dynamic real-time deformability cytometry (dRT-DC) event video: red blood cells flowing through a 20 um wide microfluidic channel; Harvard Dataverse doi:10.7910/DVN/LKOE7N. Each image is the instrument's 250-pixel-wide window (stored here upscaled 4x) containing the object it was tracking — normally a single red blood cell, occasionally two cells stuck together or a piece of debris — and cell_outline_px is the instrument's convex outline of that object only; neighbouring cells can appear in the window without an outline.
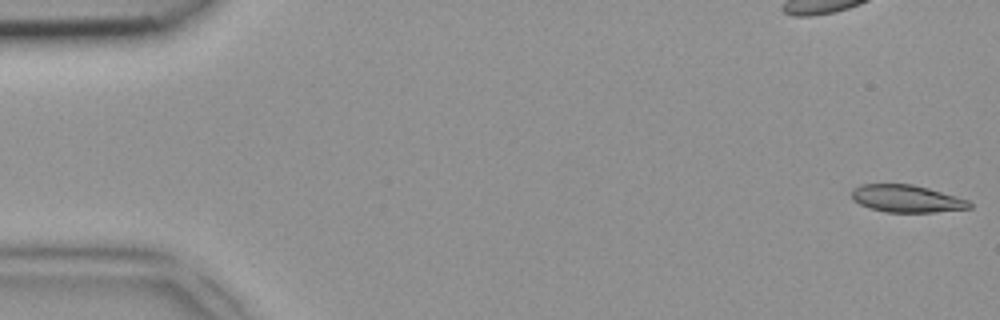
{"species": "common noctule bat (a hibernating species)", "species_latin": "Nyctalus noctula", "temperature_condition": "room temperature", "stored_images_in_passage": 47, "camera_frame_rate_fps": 3000, "um_per_image_px": 0.085, "animal": {"sex": "female", "body_mass_g": 18.4}, "frame": {"image": 1, "passage_image": 1, "time_ms": 0.0, "image_size_px": [1000, 320], "cell_outline_px": [[972, 208], [936, 212], [884, 212], [868, 208], [852, 200], [852, 192], [860, 184], [912, 184], [928, 188], [956, 196], [968, 200], [972, 204]], "centroid_in_image_um": [77.07, 16.89], "position_along_channel_um": 7.9, "area_um2": 18.79}}
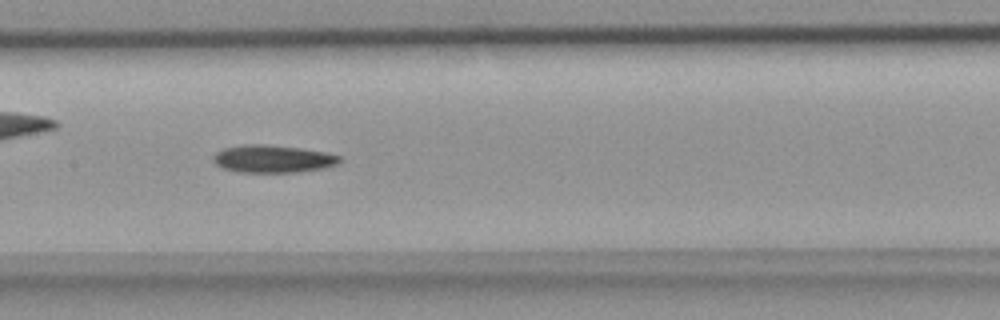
{"frame": {"image": 2, "passage_image": 23, "time_ms": 7.333, "image_size_px": [1000, 320], "cell_outline_px": [[344, 160], [340, 164], [324, 168], [296, 172], [236, 172], [224, 168], [216, 164], [212, 160], [212, 156], [216, 152], [224, 148], [244, 144], [264, 144], [300, 148], [328, 152], [340, 156]], "centroid_in_image_um": [23.23, 13.5], "position_along_channel_um": 184.2, "area_um2": 20.58}}
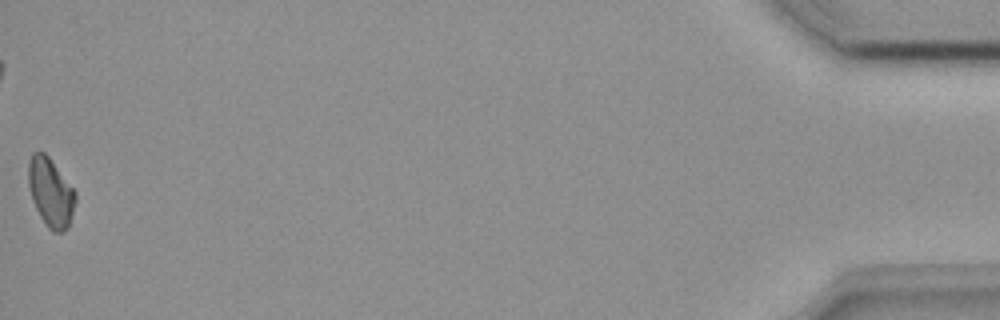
{"frame": {"image": 3, "passage_image": 47, "time_ms": 15.333, "image_size_px": [1000, 320], "cell_outline_px": [[76, 200], [68, 228], [64, 232], [52, 232], [48, 228], [40, 216], [32, 200], [28, 184], [28, 160], [32, 152], [44, 152], [48, 156], [76, 192]], "centroid_in_image_um": [4.3, 16.36], "position_along_channel_um": 430.9, "area_um2": 18.84}}